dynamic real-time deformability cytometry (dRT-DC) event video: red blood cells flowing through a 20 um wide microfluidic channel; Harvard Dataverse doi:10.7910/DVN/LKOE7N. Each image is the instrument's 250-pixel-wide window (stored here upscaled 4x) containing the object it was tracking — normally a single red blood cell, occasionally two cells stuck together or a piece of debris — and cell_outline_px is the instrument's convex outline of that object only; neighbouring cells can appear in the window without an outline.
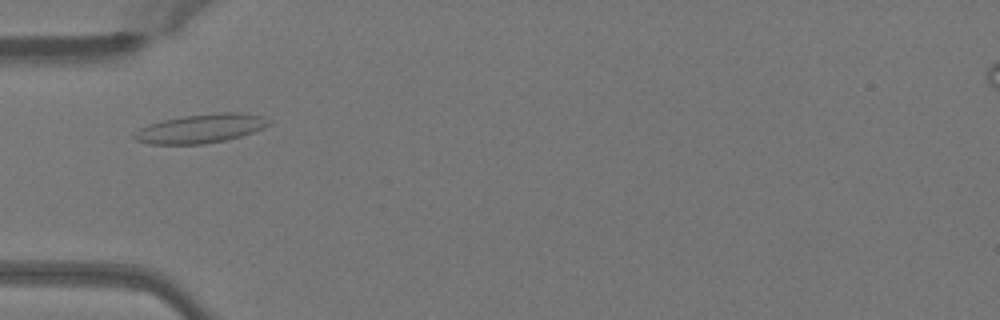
{"species": "Egyptian fruit bat (a non-hibernating species)", "species_latin": "Rousettus aegyptiacus", "temperature_condition": "warm", "stored_images_in_passage": 46, "camera_frame_rate_fps": 3000, "um_per_image_px": 0.085, "animal": {"sex": "female"}, "frame": {"image": 1, "passage_image": 12, "time_ms": 3.667, "image_size_px": [1000, 320], "cell_outline_px": [[272, 124], [264, 128], [240, 136], [224, 140], [204, 144], [148, 144], [136, 140], [132, 136], [140, 128], [148, 124], [164, 120], [184, 116], [216, 112], [240, 112], [264, 116], [272, 120]], "centroid_in_image_um": [17.12, 10.91], "position_along_channel_um": 67.9, "area_um2": 22.77}}
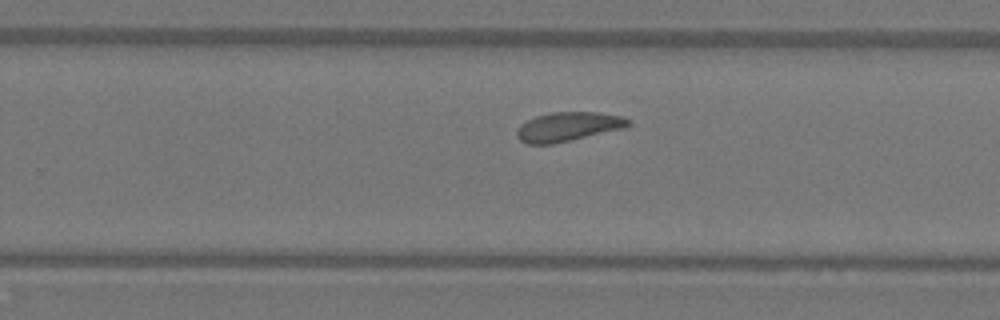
{"frame": {"image": 2, "passage_image": 28, "time_ms": 9.0, "image_size_px": [1000, 320], "cell_outline_px": [[632, 124], [628, 128], [552, 144], [528, 144], [520, 140], [516, 136], [516, 132], [520, 124], [536, 116], [552, 112], [600, 112], [620, 116], [628, 120]], "centroid_in_image_um": [48.31, 10.77], "position_along_channel_um": 281.5, "area_um2": 19.07}}
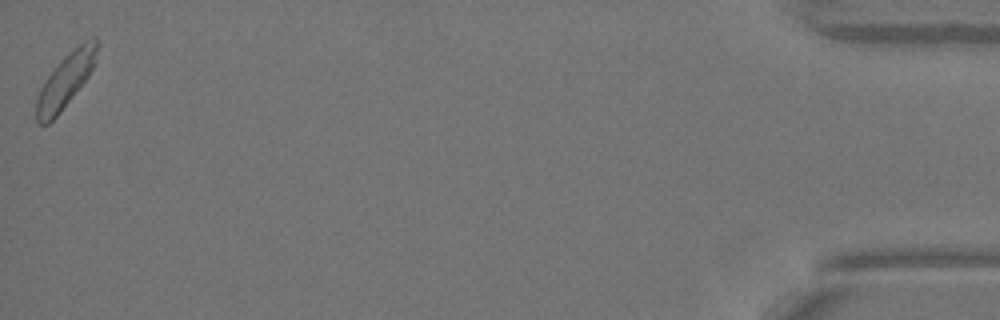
{"frame": {"image": 3, "passage_image": 46, "time_ms": 15.0, "image_size_px": [1000, 320], "cell_outline_px": [[100, 44], [96, 60], [88, 76], [60, 112], [48, 124], [40, 124], [36, 120], [36, 100], [40, 88], [44, 80], [52, 68], [64, 56], [84, 40], [96, 36], [100, 40]], "centroid_in_image_um": [5.59, 6.78], "position_along_channel_um": 429.6, "area_um2": 19.25}, "authors_computed_cell_mechanics": {"area_um2": 19.074, "velocity_mm_per_s": 4.0055, "shape_relaxation_time_tau1_ms": 5.8814, "shape_relaxation_time_tau2_ms": null, "deformation_change_tau1": 0.1196, "deformation_change_tau2": null}}